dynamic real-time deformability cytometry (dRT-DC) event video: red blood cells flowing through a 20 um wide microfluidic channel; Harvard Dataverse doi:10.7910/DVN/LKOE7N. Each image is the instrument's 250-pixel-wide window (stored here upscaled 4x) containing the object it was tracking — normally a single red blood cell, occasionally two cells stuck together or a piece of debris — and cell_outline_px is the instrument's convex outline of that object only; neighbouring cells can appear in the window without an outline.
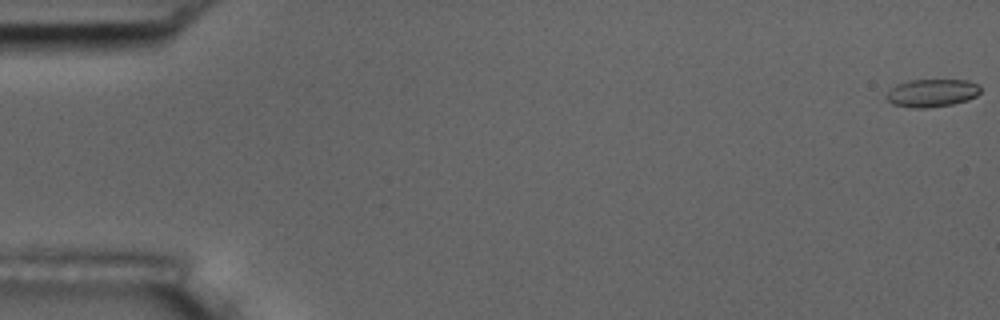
{"species": "common noctule bat (a hibernating species)", "species_latin": "Nyctalus noctula", "temperature_condition": "room temperature", "stored_images_in_passage": 56, "camera_frame_rate_fps": 3000, "um_per_image_px": 0.085, "animal": {"sex": "male", "body_mass_g": 17.5, "forearm_length_mm": 52.3}, "frame": {"image": 1, "passage_image": 1, "time_ms": 0.0, "image_size_px": [1000, 320], "cell_outline_px": [[980, 92], [976, 96], [968, 100], [952, 104], [928, 108], [912, 108], [892, 104], [884, 96], [896, 84], [908, 80], [968, 80], [976, 84], [980, 88]], "centroid_in_image_um": [79.19, 7.91], "position_along_channel_um": 5.8, "area_um2": 15.32}}
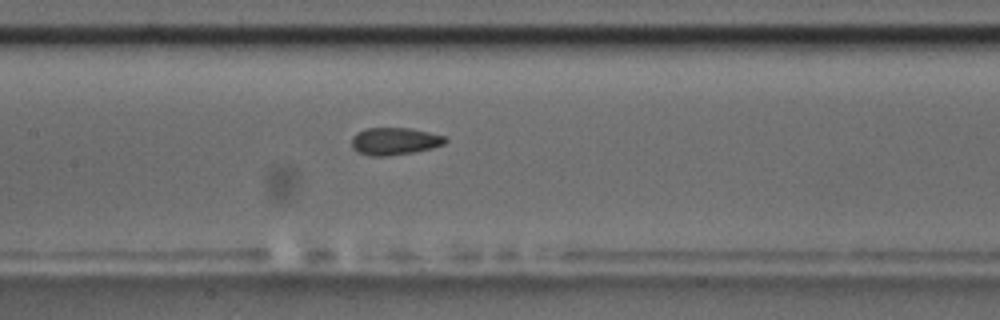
{"frame": {"image": 2, "passage_image": 27, "time_ms": 8.667, "image_size_px": [1000, 320], "cell_outline_px": [[448, 140], [444, 144], [432, 148], [412, 152], [384, 156], [372, 156], [356, 152], [352, 148], [352, 136], [356, 132], [364, 128], [408, 128], [428, 132], [444, 136]], "centroid_in_image_um": [33.5, 12.0], "position_along_channel_um": 173.9, "area_um2": 14.91}}
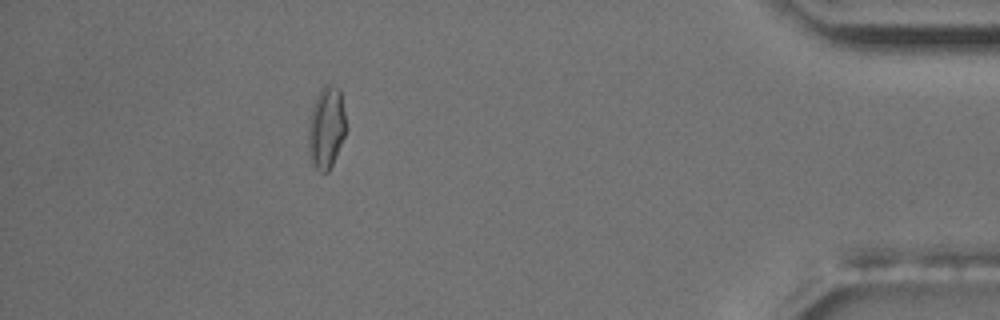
{"frame": {"image": 3, "passage_image": 50, "time_ms": 16.333, "image_size_px": [1000, 320], "cell_outline_px": [[348, 128], [332, 164], [328, 172], [320, 172], [316, 168], [308, 152], [308, 120], [316, 96], [320, 88], [328, 80], [340, 88]], "centroid_in_image_um": [27.75, 10.75], "position_along_channel_um": 407.4, "area_um2": 18.55}, "authors_computed_cell_mechanics": {"area_um2": 15.0858, "velocity_mm_per_s": 3.7082, "shape_relaxation_time_tau1_ms": 7.1035, "shape_relaxation_time_tau2_ms": 1.8444, "deformation_change_tau1": 0.1405, "deformation_change_tau2": 0.0646}}